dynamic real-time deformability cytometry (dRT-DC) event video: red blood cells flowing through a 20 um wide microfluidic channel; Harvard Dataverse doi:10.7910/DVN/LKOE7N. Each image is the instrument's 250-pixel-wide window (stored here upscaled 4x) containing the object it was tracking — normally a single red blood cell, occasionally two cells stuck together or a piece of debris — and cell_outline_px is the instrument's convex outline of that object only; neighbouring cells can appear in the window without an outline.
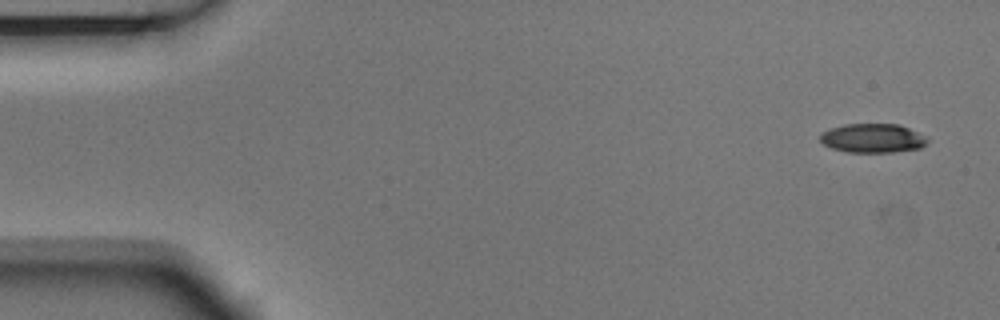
{"species": "Egyptian fruit bat (a non-hibernating species)", "species_latin": "Rousettus aegyptiacus", "temperature_condition": "room temperature", "stored_images_in_passage": 4, "camera_frame_rate_fps": 3000, "um_per_image_px": 0.085, "animal": {"sex": "male"}, "frame": {"image": 1, "passage_image": 1, "time_ms": 0.0, "image_size_px": [1000, 320], "cell_outline_px": [[928, 144], [920, 148], [892, 152], [848, 152], [832, 148], [824, 144], [820, 140], [820, 136], [824, 132], [832, 128], [844, 124], [900, 124], [928, 136]], "centroid_in_image_um": [74.25, 11.74], "position_along_channel_um": 10.8, "area_um2": 18.21}}
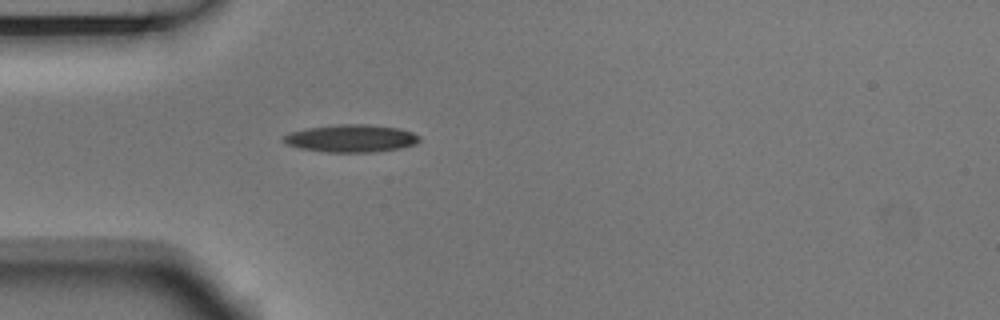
{"frame": {"image": 2, "passage_image": 4, "time_ms": 1.0, "image_size_px": [1000, 320], "cell_outline_px": [[420, 140], [416, 144], [400, 148], [372, 152], [328, 152], [300, 148], [288, 144], [284, 140], [284, 136], [288, 132], [304, 128], [332, 124], [368, 124], [400, 128], [412, 132], [420, 136]], "centroid_in_image_um": [29.86, 11.74], "position_along_channel_um": 55.1, "area_um2": 21.96}}